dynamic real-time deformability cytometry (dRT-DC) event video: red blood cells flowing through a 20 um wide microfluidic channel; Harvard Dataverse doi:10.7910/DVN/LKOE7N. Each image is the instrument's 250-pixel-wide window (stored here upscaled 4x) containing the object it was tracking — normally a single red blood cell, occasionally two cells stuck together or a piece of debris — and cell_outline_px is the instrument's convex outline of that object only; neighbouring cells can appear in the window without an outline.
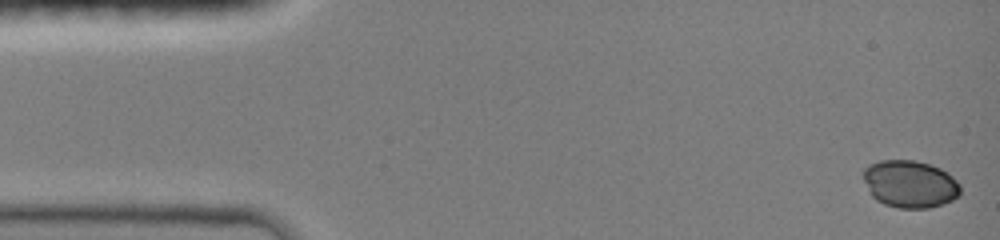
{"species": "common noctule bat (a hibernating species)", "species_latin": "Nyctalus noctula", "temperature_condition": "room temperature", "stored_images_in_passage": 45, "camera_frame_rate_fps": 3000, "um_per_image_px": 0.085, "animal": {"sex": "female", "body_mass_g": 19.0, "forearm_length_mm": 51.5}, "frame": {"image": 1, "passage_image": 1, "time_ms": 0.0, "image_size_px": [1000, 240], "cell_outline_px": [[960, 196], [952, 200], [928, 208], [900, 208], [884, 204], [876, 200], [872, 196], [864, 180], [864, 168], [868, 164], [880, 160], [916, 160], [940, 168], [948, 172], [960, 184]], "centroid_in_image_um": [77.35, 15.63], "position_along_channel_um": 7.6, "area_um2": 26.82}}
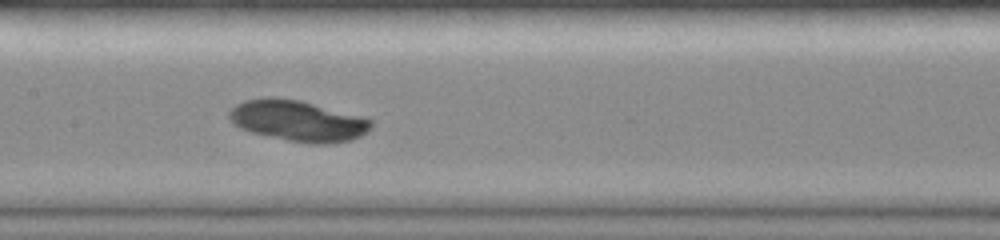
{"frame": {"image": 2, "passage_image": 23, "time_ms": 7.333, "image_size_px": [1000, 240], "cell_outline_px": [[372, 128], [368, 132], [352, 140], [328, 144], [312, 144], [252, 132], [240, 128], [228, 116], [228, 112], [236, 104], [244, 100], [264, 96], [276, 96], [300, 100], [364, 116], [372, 120]], "centroid_in_image_um": [25.37, 10.24], "position_along_channel_um": 182.0, "area_um2": 34.04}}
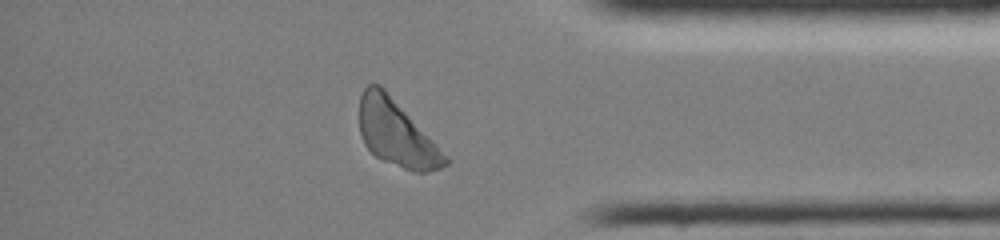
{"frame": {"image": 3, "passage_image": 40, "time_ms": 13.0, "image_size_px": [1000, 240], "cell_outline_px": [[448, 164], [440, 168], [428, 172], [412, 172], [384, 160], [376, 156], [364, 144], [360, 136], [360, 96], [364, 88], [368, 84], [380, 84], [384, 88], [432, 140], [448, 160]], "centroid_in_image_um": [33.65, 11.33], "position_along_channel_um": 401.5, "area_um2": 32.19}}